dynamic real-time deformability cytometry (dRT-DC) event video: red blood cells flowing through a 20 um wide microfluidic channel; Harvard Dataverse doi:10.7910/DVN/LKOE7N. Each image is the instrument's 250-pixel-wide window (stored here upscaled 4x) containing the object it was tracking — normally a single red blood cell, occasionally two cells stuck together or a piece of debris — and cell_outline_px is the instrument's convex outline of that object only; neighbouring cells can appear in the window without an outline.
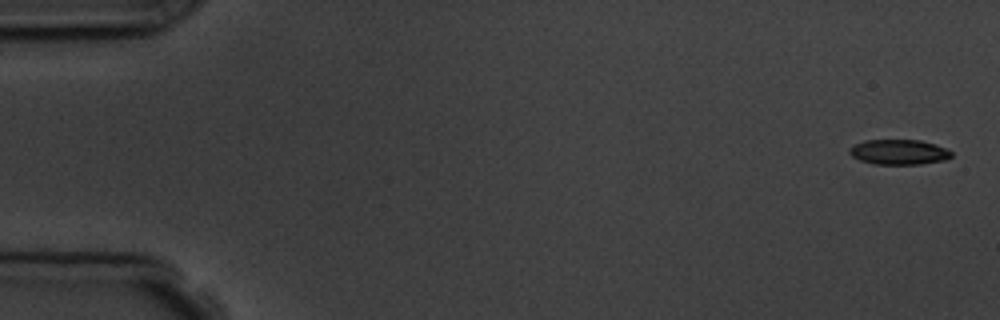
{"species": "common noctule bat (a hibernating species)", "species_latin": "Nyctalus noctula", "temperature_condition": "room temperature", "stored_images_in_passage": 3, "camera_frame_rate_fps": 3000, "um_per_image_px": 0.085, "animal": {"sex": "male", "body_mass_g": 19.5, "forearm_length_mm": 54.6}, "frame": {"image": 1, "passage_image": 1, "time_ms": 0.0, "image_size_px": [1000, 320], "cell_outline_px": [[952, 156], [944, 160], [920, 164], [876, 164], [860, 160], [852, 156], [848, 152], [848, 148], [864, 140], [920, 140], [936, 144], [948, 148], [952, 152]], "centroid_in_image_um": [76.42, 12.91], "position_along_channel_um": 8.6, "area_um2": 14.97}}